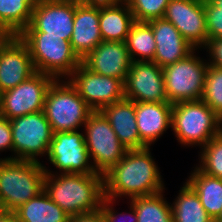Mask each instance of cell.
<instances>
[{
	"label": "cell",
	"instance_id": "8d00e7d4",
	"mask_svg": "<svg viewBox=\"0 0 222 222\" xmlns=\"http://www.w3.org/2000/svg\"><path fill=\"white\" fill-rule=\"evenodd\" d=\"M126 0H78L79 3L88 5H115Z\"/></svg>",
	"mask_w": 222,
	"mask_h": 222
},
{
	"label": "cell",
	"instance_id": "4316f807",
	"mask_svg": "<svg viewBox=\"0 0 222 222\" xmlns=\"http://www.w3.org/2000/svg\"><path fill=\"white\" fill-rule=\"evenodd\" d=\"M125 43L132 61H153L156 41L148 22L135 21L130 28Z\"/></svg>",
	"mask_w": 222,
	"mask_h": 222
},
{
	"label": "cell",
	"instance_id": "8992f818",
	"mask_svg": "<svg viewBox=\"0 0 222 222\" xmlns=\"http://www.w3.org/2000/svg\"><path fill=\"white\" fill-rule=\"evenodd\" d=\"M43 112L53 133L78 131L93 110L68 80H55L47 92Z\"/></svg>",
	"mask_w": 222,
	"mask_h": 222
},
{
	"label": "cell",
	"instance_id": "ba28073f",
	"mask_svg": "<svg viewBox=\"0 0 222 222\" xmlns=\"http://www.w3.org/2000/svg\"><path fill=\"white\" fill-rule=\"evenodd\" d=\"M13 140L12 157L3 159H17L38 161L48 154V149L53 138V131L43 110L15 117L10 120Z\"/></svg>",
	"mask_w": 222,
	"mask_h": 222
},
{
	"label": "cell",
	"instance_id": "2e32d148",
	"mask_svg": "<svg viewBox=\"0 0 222 222\" xmlns=\"http://www.w3.org/2000/svg\"><path fill=\"white\" fill-rule=\"evenodd\" d=\"M28 46L18 35L0 41V93L14 88L35 73Z\"/></svg>",
	"mask_w": 222,
	"mask_h": 222
},
{
	"label": "cell",
	"instance_id": "d590c367",
	"mask_svg": "<svg viewBox=\"0 0 222 222\" xmlns=\"http://www.w3.org/2000/svg\"><path fill=\"white\" fill-rule=\"evenodd\" d=\"M69 222H105V220L99 209L94 212L72 216Z\"/></svg>",
	"mask_w": 222,
	"mask_h": 222
},
{
	"label": "cell",
	"instance_id": "484cf974",
	"mask_svg": "<svg viewBox=\"0 0 222 222\" xmlns=\"http://www.w3.org/2000/svg\"><path fill=\"white\" fill-rule=\"evenodd\" d=\"M171 207L173 222H215L203 208L196 191L187 182L179 190Z\"/></svg>",
	"mask_w": 222,
	"mask_h": 222
},
{
	"label": "cell",
	"instance_id": "44dd1931",
	"mask_svg": "<svg viewBox=\"0 0 222 222\" xmlns=\"http://www.w3.org/2000/svg\"><path fill=\"white\" fill-rule=\"evenodd\" d=\"M100 112L106 117L119 141L128 149H143L137 122L135 102L124 98L105 106Z\"/></svg>",
	"mask_w": 222,
	"mask_h": 222
},
{
	"label": "cell",
	"instance_id": "d4e9b609",
	"mask_svg": "<svg viewBox=\"0 0 222 222\" xmlns=\"http://www.w3.org/2000/svg\"><path fill=\"white\" fill-rule=\"evenodd\" d=\"M40 0H0V31L19 35L30 23L32 10Z\"/></svg>",
	"mask_w": 222,
	"mask_h": 222
},
{
	"label": "cell",
	"instance_id": "30bf717a",
	"mask_svg": "<svg viewBox=\"0 0 222 222\" xmlns=\"http://www.w3.org/2000/svg\"><path fill=\"white\" fill-rule=\"evenodd\" d=\"M55 80L36 71L16 87L3 91L0 93V116L11 120L42 111L47 92Z\"/></svg>",
	"mask_w": 222,
	"mask_h": 222
},
{
	"label": "cell",
	"instance_id": "8fae6325",
	"mask_svg": "<svg viewBox=\"0 0 222 222\" xmlns=\"http://www.w3.org/2000/svg\"><path fill=\"white\" fill-rule=\"evenodd\" d=\"M47 157L60 174L97 173L90 161L84 134L78 131L53 133Z\"/></svg>",
	"mask_w": 222,
	"mask_h": 222
},
{
	"label": "cell",
	"instance_id": "1f68e13d",
	"mask_svg": "<svg viewBox=\"0 0 222 222\" xmlns=\"http://www.w3.org/2000/svg\"><path fill=\"white\" fill-rule=\"evenodd\" d=\"M205 19L208 39L222 38V13H216V6L210 1H205Z\"/></svg>",
	"mask_w": 222,
	"mask_h": 222
},
{
	"label": "cell",
	"instance_id": "60d3db41",
	"mask_svg": "<svg viewBox=\"0 0 222 222\" xmlns=\"http://www.w3.org/2000/svg\"><path fill=\"white\" fill-rule=\"evenodd\" d=\"M6 35L3 34L1 31H0V41L5 37Z\"/></svg>",
	"mask_w": 222,
	"mask_h": 222
},
{
	"label": "cell",
	"instance_id": "ab89813d",
	"mask_svg": "<svg viewBox=\"0 0 222 222\" xmlns=\"http://www.w3.org/2000/svg\"><path fill=\"white\" fill-rule=\"evenodd\" d=\"M215 222H222V212H221V214L218 216V218L215 220Z\"/></svg>",
	"mask_w": 222,
	"mask_h": 222
},
{
	"label": "cell",
	"instance_id": "d6a6232c",
	"mask_svg": "<svg viewBox=\"0 0 222 222\" xmlns=\"http://www.w3.org/2000/svg\"><path fill=\"white\" fill-rule=\"evenodd\" d=\"M114 203H116L114 199L106 197L103 198V201L100 205V210L103 214L105 222H123L125 219L127 220V216L129 217V222H137V214L135 212V208L131 203L129 204L130 211L128 212L130 215L125 214V212H115V209L112 207ZM120 218H124L123 221Z\"/></svg>",
	"mask_w": 222,
	"mask_h": 222
},
{
	"label": "cell",
	"instance_id": "836d02e7",
	"mask_svg": "<svg viewBox=\"0 0 222 222\" xmlns=\"http://www.w3.org/2000/svg\"><path fill=\"white\" fill-rule=\"evenodd\" d=\"M204 49L209 54L208 64L216 68H222V38L209 39Z\"/></svg>",
	"mask_w": 222,
	"mask_h": 222
},
{
	"label": "cell",
	"instance_id": "277c9868",
	"mask_svg": "<svg viewBox=\"0 0 222 222\" xmlns=\"http://www.w3.org/2000/svg\"><path fill=\"white\" fill-rule=\"evenodd\" d=\"M171 128L180 144L203 148L222 132V119L202 100L172 106Z\"/></svg>",
	"mask_w": 222,
	"mask_h": 222
},
{
	"label": "cell",
	"instance_id": "4dcf8cb0",
	"mask_svg": "<svg viewBox=\"0 0 222 222\" xmlns=\"http://www.w3.org/2000/svg\"><path fill=\"white\" fill-rule=\"evenodd\" d=\"M137 22L163 18L170 0H126Z\"/></svg>",
	"mask_w": 222,
	"mask_h": 222
},
{
	"label": "cell",
	"instance_id": "7c38bea8",
	"mask_svg": "<svg viewBox=\"0 0 222 222\" xmlns=\"http://www.w3.org/2000/svg\"><path fill=\"white\" fill-rule=\"evenodd\" d=\"M71 85L93 111L123 100L124 83L117 78L100 75L83 63L68 77Z\"/></svg>",
	"mask_w": 222,
	"mask_h": 222
},
{
	"label": "cell",
	"instance_id": "74e56055",
	"mask_svg": "<svg viewBox=\"0 0 222 222\" xmlns=\"http://www.w3.org/2000/svg\"><path fill=\"white\" fill-rule=\"evenodd\" d=\"M0 222H18L15 212L0 211Z\"/></svg>",
	"mask_w": 222,
	"mask_h": 222
},
{
	"label": "cell",
	"instance_id": "4fadbf2b",
	"mask_svg": "<svg viewBox=\"0 0 222 222\" xmlns=\"http://www.w3.org/2000/svg\"><path fill=\"white\" fill-rule=\"evenodd\" d=\"M75 8L74 0H40L32 10L29 25L22 32H45V36L70 41Z\"/></svg>",
	"mask_w": 222,
	"mask_h": 222
},
{
	"label": "cell",
	"instance_id": "f546056e",
	"mask_svg": "<svg viewBox=\"0 0 222 222\" xmlns=\"http://www.w3.org/2000/svg\"><path fill=\"white\" fill-rule=\"evenodd\" d=\"M201 100L222 119V68L208 66Z\"/></svg>",
	"mask_w": 222,
	"mask_h": 222
},
{
	"label": "cell",
	"instance_id": "ac0fdd59",
	"mask_svg": "<svg viewBox=\"0 0 222 222\" xmlns=\"http://www.w3.org/2000/svg\"><path fill=\"white\" fill-rule=\"evenodd\" d=\"M156 41L155 62L160 68L186 58L195 48L190 45L178 29L164 18L148 21Z\"/></svg>",
	"mask_w": 222,
	"mask_h": 222
},
{
	"label": "cell",
	"instance_id": "6da1fadb",
	"mask_svg": "<svg viewBox=\"0 0 222 222\" xmlns=\"http://www.w3.org/2000/svg\"><path fill=\"white\" fill-rule=\"evenodd\" d=\"M162 175L150 147L127 150L123 158L104 174V197H143L165 190Z\"/></svg>",
	"mask_w": 222,
	"mask_h": 222
},
{
	"label": "cell",
	"instance_id": "e575fe53",
	"mask_svg": "<svg viewBox=\"0 0 222 222\" xmlns=\"http://www.w3.org/2000/svg\"><path fill=\"white\" fill-rule=\"evenodd\" d=\"M4 150L13 151L12 129L10 120L0 116V151Z\"/></svg>",
	"mask_w": 222,
	"mask_h": 222
},
{
	"label": "cell",
	"instance_id": "ffe728a7",
	"mask_svg": "<svg viewBox=\"0 0 222 222\" xmlns=\"http://www.w3.org/2000/svg\"><path fill=\"white\" fill-rule=\"evenodd\" d=\"M172 106L169 102H135L137 128L146 147H151L171 128Z\"/></svg>",
	"mask_w": 222,
	"mask_h": 222
},
{
	"label": "cell",
	"instance_id": "5bb4252c",
	"mask_svg": "<svg viewBox=\"0 0 222 222\" xmlns=\"http://www.w3.org/2000/svg\"><path fill=\"white\" fill-rule=\"evenodd\" d=\"M124 97L134 102H168L163 68L152 61H132L124 82Z\"/></svg>",
	"mask_w": 222,
	"mask_h": 222
},
{
	"label": "cell",
	"instance_id": "603a6c76",
	"mask_svg": "<svg viewBox=\"0 0 222 222\" xmlns=\"http://www.w3.org/2000/svg\"><path fill=\"white\" fill-rule=\"evenodd\" d=\"M14 212L18 222H69L71 218L44 190Z\"/></svg>",
	"mask_w": 222,
	"mask_h": 222
},
{
	"label": "cell",
	"instance_id": "9c48e42d",
	"mask_svg": "<svg viewBox=\"0 0 222 222\" xmlns=\"http://www.w3.org/2000/svg\"><path fill=\"white\" fill-rule=\"evenodd\" d=\"M84 140L96 172L107 173L128 150L118 139L109 121L100 111H93L84 124Z\"/></svg>",
	"mask_w": 222,
	"mask_h": 222
},
{
	"label": "cell",
	"instance_id": "f1b7e54d",
	"mask_svg": "<svg viewBox=\"0 0 222 222\" xmlns=\"http://www.w3.org/2000/svg\"><path fill=\"white\" fill-rule=\"evenodd\" d=\"M201 150L200 165L196 167L206 175L222 179V132L212 138Z\"/></svg>",
	"mask_w": 222,
	"mask_h": 222
},
{
	"label": "cell",
	"instance_id": "f35d334b",
	"mask_svg": "<svg viewBox=\"0 0 222 222\" xmlns=\"http://www.w3.org/2000/svg\"><path fill=\"white\" fill-rule=\"evenodd\" d=\"M216 6V13H222V0H210Z\"/></svg>",
	"mask_w": 222,
	"mask_h": 222
},
{
	"label": "cell",
	"instance_id": "7a4b0ae2",
	"mask_svg": "<svg viewBox=\"0 0 222 222\" xmlns=\"http://www.w3.org/2000/svg\"><path fill=\"white\" fill-rule=\"evenodd\" d=\"M45 168L43 190L68 215L75 216L100 209L104 198V175L60 174Z\"/></svg>",
	"mask_w": 222,
	"mask_h": 222
},
{
	"label": "cell",
	"instance_id": "7402d4cb",
	"mask_svg": "<svg viewBox=\"0 0 222 222\" xmlns=\"http://www.w3.org/2000/svg\"><path fill=\"white\" fill-rule=\"evenodd\" d=\"M135 22L128 3L99 5V28L104 41L125 42Z\"/></svg>",
	"mask_w": 222,
	"mask_h": 222
},
{
	"label": "cell",
	"instance_id": "3957f363",
	"mask_svg": "<svg viewBox=\"0 0 222 222\" xmlns=\"http://www.w3.org/2000/svg\"><path fill=\"white\" fill-rule=\"evenodd\" d=\"M44 165L40 161L0 159V204L14 212L43 191Z\"/></svg>",
	"mask_w": 222,
	"mask_h": 222
},
{
	"label": "cell",
	"instance_id": "cb8c5ba5",
	"mask_svg": "<svg viewBox=\"0 0 222 222\" xmlns=\"http://www.w3.org/2000/svg\"><path fill=\"white\" fill-rule=\"evenodd\" d=\"M186 182L196 191L207 214L214 219L222 212V179L211 177L197 167Z\"/></svg>",
	"mask_w": 222,
	"mask_h": 222
},
{
	"label": "cell",
	"instance_id": "5b68a950",
	"mask_svg": "<svg viewBox=\"0 0 222 222\" xmlns=\"http://www.w3.org/2000/svg\"><path fill=\"white\" fill-rule=\"evenodd\" d=\"M18 36L28 46L37 72L56 80L68 79L82 63L70 41L61 37L45 36V32H21Z\"/></svg>",
	"mask_w": 222,
	"mask_h": 222
},
{
	"label": "cell",
	"instance_id": "52a82bcc",
	"mask_svg": "<svg viewBox=\"0 0 222 222\" xmlns=\"http://www.w3.org/2000/svg\"><path fill=\"white\" fill-rule=\"evenodd\" d=\"M195 51L196 49L186 58L163 68L165 92L171 104L197 101L203 96L209 64L207 60L196 56Z\"/></svg>",
	"mask_w": 222,
	"mask_h": 222
},
{
	"label": "cell",
	"instance_id": "e0dca14e",
	"mask_svg": "<svg viewBox=\"0 0 222 222\" xmlns=\"http://www.w3.org/2000/svg\"><path fill=\"white\" fill-rule=\"evenodd\" d=\"M131 62L125 42L104 40L82 59V63L91 71L120 79L123 83Z\"/></svg>",
	"mask_w": 222,
	"mask_h": 222
},
{
	"label": "cell",
	"instance_id": "9a60e30c",
	"mask_svg": "<svg viewBox=\"0 0 222 222\" xmlns=\"http://www.w3.org/2000/svg\"><path fill=\"white\" fill-rule=\"evenodd\" d=\"M163 18L171 22L196 50L206 46L209 39L205 1L170 0Z\"/></svg>",
	"mask_w": 222,
	"mask_h": 222
},
{
	"label": "cell",
	"instance_id": "83f0119b",
	"mask_svg": "<svg viewBox=\"0 0 222 222\" xmlns=\"http://www.w3.org/2000/svg\"><path fill=\"white\" fill-rule=\"evenodd\" d=\"M163 193L129 200L135 208L137 222H173L171 203L166 201Z\"/></svg>",
	"mask_w": 222,
	"mask_h": 222
},
{
	"label": "cell",
	"instance_id": "d6986e66",
	"mask_svg": "<svg viewBox=\"0 0 222 222\" xmlns=\"http://www.w3.org/2000/svg\"><path fill=\"white\" fill-rule=\"evenodd\" d=\"M99 28V5L76 1L73 33L70 40L73 51L82 60L102 42Z\"/></svg>",
	"mask_w": 222,
	"mask_h": 222
}]
</instances>
